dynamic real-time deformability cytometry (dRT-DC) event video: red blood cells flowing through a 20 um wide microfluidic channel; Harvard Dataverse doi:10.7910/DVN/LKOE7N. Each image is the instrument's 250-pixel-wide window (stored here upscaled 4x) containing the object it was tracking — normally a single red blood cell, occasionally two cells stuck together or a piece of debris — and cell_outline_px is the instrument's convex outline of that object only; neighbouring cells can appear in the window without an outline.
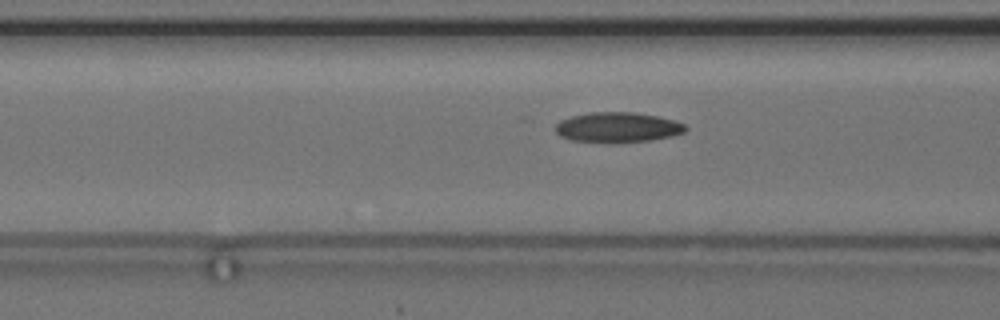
{"species": "common noctule bat (a hibernating species)", "species_latin": "Nyctalus noctula", "temperature_condition": "cold", "stored_images_in_passage": 31, "camera_frame_rate_fps": 3000, "um_per_image_px": 0.085, "animal": {"sex": "female", "body_mass_g": 24.6, "forearm_length_mm": 56.2}, "frame": {"image": 1, "passage_image": 9, "time_ms": 2.667, "image_size_px": [1000, 320], "cell_outline_px": [[688, 128], [684, 132], [672, 136], [648, 140], [616, 144], [608, 144], [568, 140], [560, 136], [556, 132], [556, 124], [560, 120], [572, 116], [588, 112], [636, 112], [676, 120], [684, 124]], "centroid_in_image_um": [52.47, 10.84], "position_along_channel_um": 114.1, "area_um2": 23.35}, "authors_computed_cell_mechanics": {"area_um2": 22.1952, "velocity_mm_per_s": 3.6389, "shape_relaxation_time_tau1_ms": 10.1914, "shape_relaxation_time_tau2_ms": 2.2352, "deformation_change_tau1": 0.2245, "deformation_change_tau2": 0.0741}}